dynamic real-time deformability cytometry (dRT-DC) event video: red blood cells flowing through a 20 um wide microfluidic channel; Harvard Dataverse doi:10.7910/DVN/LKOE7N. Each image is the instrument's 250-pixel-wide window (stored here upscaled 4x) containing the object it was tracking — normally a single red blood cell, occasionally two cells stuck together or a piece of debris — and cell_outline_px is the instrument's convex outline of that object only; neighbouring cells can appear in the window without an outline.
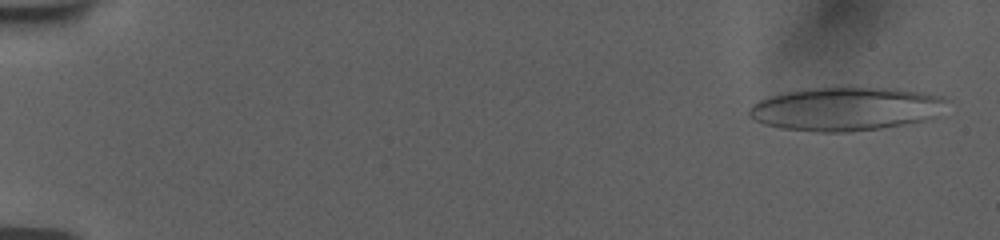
{"species": "human", "species_latin": "Homo sapiens", "temperature_condition": "room temperature", "stored_images_in_passage": 55, "camera_frame_rate_fps": 3000, "um_per_image_px": 0.085, "donor": {"sex": "female"}, "frame": {"image": 1, "passage_image": 2, "time_ms": 0.333, "image_size_px": [1000, 240], "cell_outline_px": [[952, 100], [936, 116], [928, 120], [908, 124], [880, 128], [848, 132], [816, 132], [784, 128], [764, 124], [748, 116], [748, 108], [752, 104], [760, 100], [772, 96], [788, 92], [836, 84], [848, 84], [896, 88], [944, 96]], "centroid_in_image_um": [71.98, 9.21], "position_along_channel_um": 13.0, "area_um2": 51.62}}
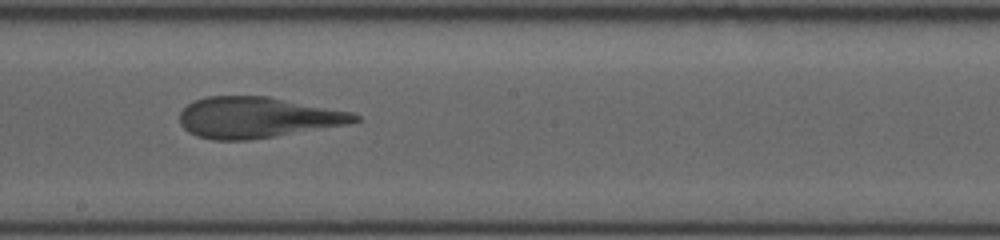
{"frame": {"image": 2, "passage_image": 32, "time_ms": 10.333, "image_size_px": [1000, 240], "cell_outline_px": [[360, 120], [348, 124], [248, 140], [212, 140], [196, 136], [188, 132], [180, 124], [180, 112], [192, 100], [208, 96], [268, 96], [352, 112], [360, 116]], "centroid_in_image_um": [21.83, 9.98], "position_along_channel_um": 226.4, "area_um2": 41.62}}
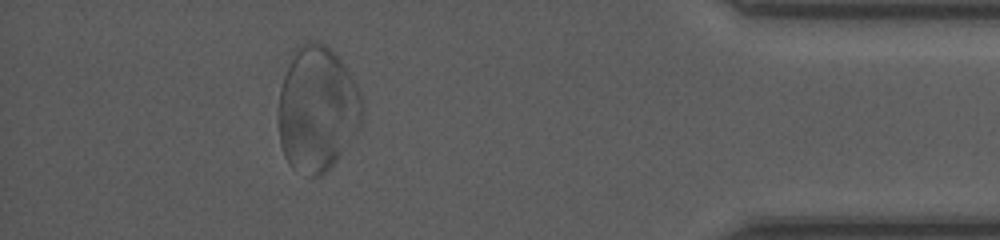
{"frame": {"image": 3, "passage_image": 50, "time_ms": 16.333, "image_size_px": [1000, 240], "cell_outline_px": [[364, 108], [360, 124], [356, 136], [336, 160], [320, 176], [308, 176], [292, 168], [288, 164], [284, 156], [280, 144], [280, 88], [292, 48], [308, 40], [312, 40], [324, 44], [344, 64], [356, 84], [360, 92]], "centroid_in_image_um": [26.97, 9.25], "position_along_channel_um": 408.2, "area_um2": 61.38}}